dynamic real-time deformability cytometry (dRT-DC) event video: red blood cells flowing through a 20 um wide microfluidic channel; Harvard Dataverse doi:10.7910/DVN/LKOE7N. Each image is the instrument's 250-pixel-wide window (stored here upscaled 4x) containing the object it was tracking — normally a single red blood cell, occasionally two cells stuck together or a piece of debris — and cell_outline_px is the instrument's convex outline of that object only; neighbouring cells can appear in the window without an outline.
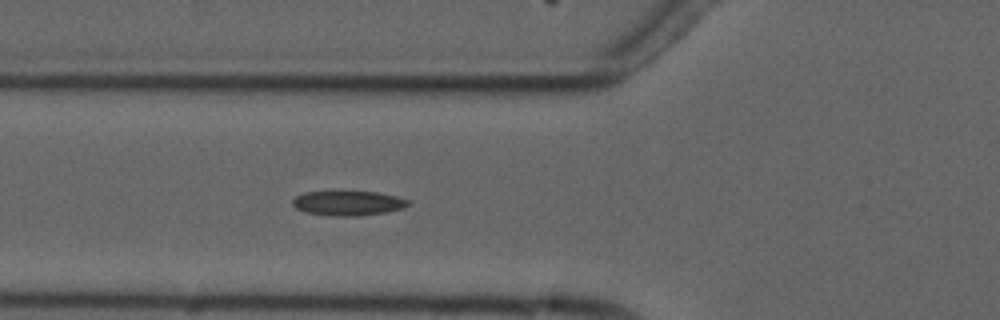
{"species": "common noctule bat (a hibernating species)", "species_latin": "Nyctalus noctula", "temperature_condition": "cold", "stored_images_in_passage": 6, "camera_frame_rate_fps": 3000, "um_per_image_px": 0.085, "animal": {"sex": "male", "forearm_length_mm": 52.5}, "frame": {"image": 1, "passage_image": 6, "time_ms": 5.667, "image_size_px": [1000, 320], "cell_outline_px": [[412, 204], [404, 208], [384, 212], [360, 216], [332, 216], [308, 212], [296, 208], [292, 204], [292, 200], [296, 196], [304, 192], [376, 192], [396, 196], [408, 200]], "centroid_in_image_um": [29.61, 17.27], "position_along_channel_um": 96.2, "area_um2": 16.47}}